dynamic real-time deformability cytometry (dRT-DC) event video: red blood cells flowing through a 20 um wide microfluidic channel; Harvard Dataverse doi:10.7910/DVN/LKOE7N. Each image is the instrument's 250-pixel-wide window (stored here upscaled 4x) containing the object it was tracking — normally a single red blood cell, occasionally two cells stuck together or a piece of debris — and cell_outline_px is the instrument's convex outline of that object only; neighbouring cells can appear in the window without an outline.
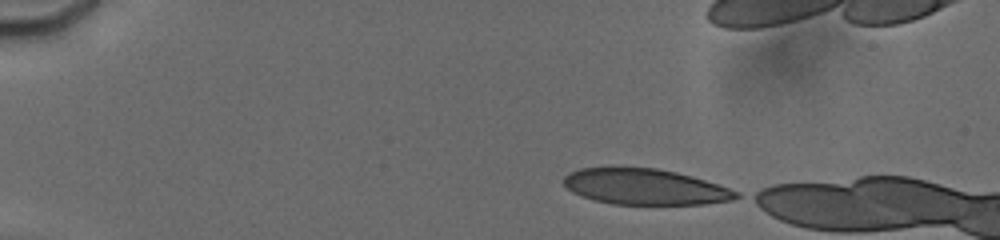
{"species": "human", "species_latin": "Homo sapiens", "temperature_condition": "cold", "stored_images_in_passage": 8, "camera_frame_rate_fps": 3000, "um_per_image_px": 0.085, "donor": {"sex": "male"}, "frame": {"image": 1, "passage_image": 1, "time_ms": 0.0, "image_size_px": [1000, 240], "cell_outline_px": [[740, 196], [732, 200], [704, 204], [612, 204], [592, 200], [580, 196], [572, 192], [564, 184], [564, 176], [580, 168], [612, 164], [656, 168], [676, 172], [692, 176], [740, 192]], "centroid_in_image_um": [54.75, 15.84], "position_along_channel_um": 30.3, "area_um2": 36.82}}